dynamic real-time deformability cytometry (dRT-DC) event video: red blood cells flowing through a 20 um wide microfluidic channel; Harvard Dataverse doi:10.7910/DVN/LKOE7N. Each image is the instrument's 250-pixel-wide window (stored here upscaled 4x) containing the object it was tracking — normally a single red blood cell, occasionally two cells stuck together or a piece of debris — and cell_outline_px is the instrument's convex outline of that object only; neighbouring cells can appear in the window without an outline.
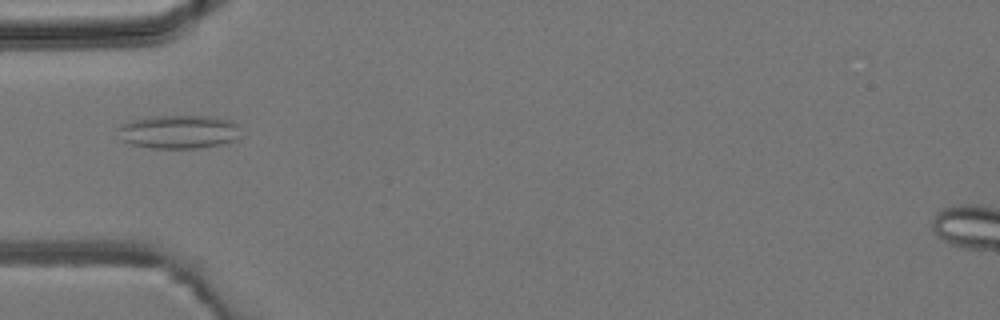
{"species": "common noctule bat (a hibernating species)", "species_latin": "Nyctalus noctula", "temperature_condition": "room temperature", "stored_images_in_passage": 4, "camera_frame_rate_fps": 3000, "um_per_image_px": 0.085, "animal": {"sex": "male", "body_mass_g": 19.2, "forearm_length_mm": 51.8}, "frame": {"image": 1, "passage_image": 3, "time_ms": 3.333, "image_size_px": [1000, 320], "cell_outline_px": [[240, 136], [236, 140], [220, 144], [196, 148], [148, 148], [132, 144], [124, 140], [116, 128], [120, 124], [128, 120], [148, 116], [208, 116], [232, 120], [236, 124]], "centroid_in_image_um": [15.16, 11.19], "position_along_channel_um": 69.8, "area_um2": 24.1}}